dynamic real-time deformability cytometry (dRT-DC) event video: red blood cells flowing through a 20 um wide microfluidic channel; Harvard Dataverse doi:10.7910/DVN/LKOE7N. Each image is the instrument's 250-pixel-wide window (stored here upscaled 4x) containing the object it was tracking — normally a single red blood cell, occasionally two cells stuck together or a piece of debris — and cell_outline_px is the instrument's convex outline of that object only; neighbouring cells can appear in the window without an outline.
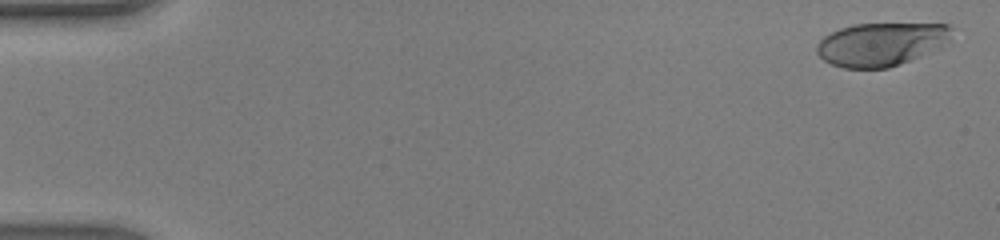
{"species": "human", "species_latin": "Homo sapiens", "temperature_condition": "warm", "stored_images_in_passage": 48, "camera_frame_rate_fps": 3000, "um_per_image_px": 0.085, "donor": {"sex": "male"}, "frame": {"image": 1, "passage_image": 2, "time_ms": 0.333, "image_size_px": [1000, 240], "cell_outline_px": [[952, 28], [948, 40], [940, 48], [900, 64], [888, 68], [844, 68], [832, 64], [824, 60], [816, 52], [816, 44], [824, 36], [840, 28], [852, 24], [948, 24]], "centroid_in_image_um": [74.87, 3.76], "position_along_channel_um": 10.1, "area_um2": 33.93}}
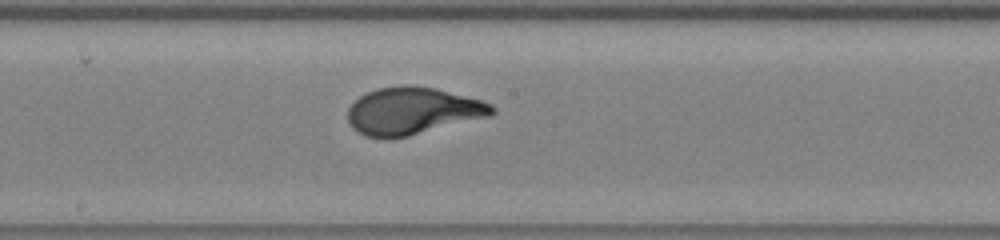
{"frame": {"image": 2, "passage_image": 27, "time_ms": 8.667, "image_size_px": [1000, 240], "cell_outline_px": [[496, 112], [488, 116], [408, 136], [364, 136], [352, 128], [348, 124], [348, 108], [360, 96], [376, 88], [400, 84], [436, 88], [480, 100], [492, 104], [496, 108]], "centroid_in_image_um": [35.05, 9.4], "position_along_channel_um": 213.1, "area_um2": 39.19}}
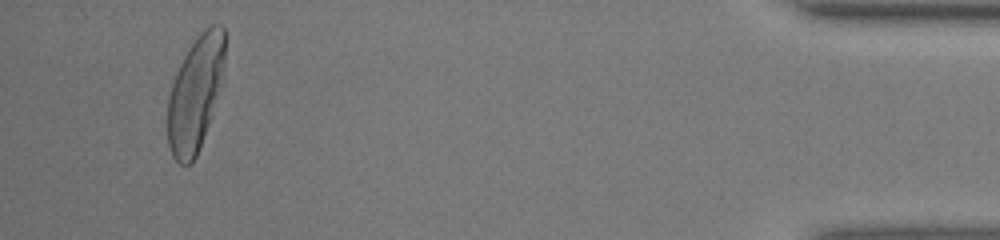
{"frame": {"image": 3, "passage_image": 46, "time_ms": 15.0, "image_size_px": [1000, 240], "cell_outline_px": [[224, 84], [200, 148], [192, 164], [180, 164], [172, 156], [168, 144], [168, 96], [176, 72], [188, 48], [196, 36], [204, 28], [212, 24], [220, 24], [224, 28]], "centroid_in_image_um": [16.64, 7.94], "position_along_channel_um": 418.6, "area_um2": 38.96}, "authors_computed_cell_mechanics": {"area_um2": 37.6278, "velocity_mm_per_s": 4.3594, "shape_relaxation_time_tau1_ms": 3.8561, "shape_relaxation_time_tau2_ms": null, "deformation_change_tau1": 0.2554, "deformation_change_tau2": null}}